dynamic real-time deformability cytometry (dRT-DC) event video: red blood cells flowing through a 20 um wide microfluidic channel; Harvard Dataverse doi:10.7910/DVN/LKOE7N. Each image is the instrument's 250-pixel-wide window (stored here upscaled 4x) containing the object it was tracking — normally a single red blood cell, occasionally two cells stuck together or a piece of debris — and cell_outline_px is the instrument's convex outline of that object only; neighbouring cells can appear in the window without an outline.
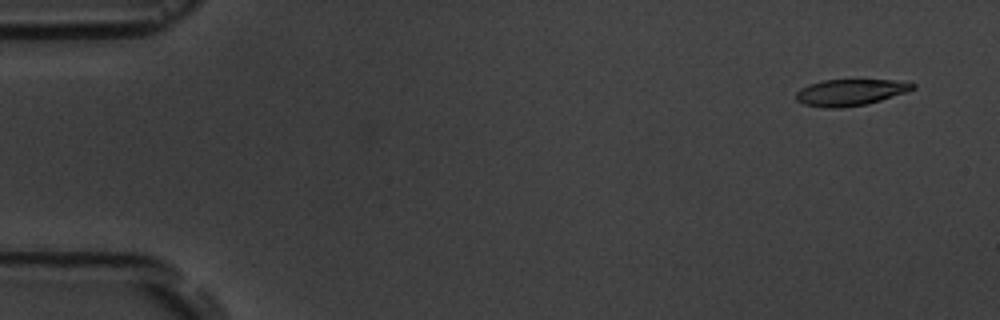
{"species": "common noctule bat (a hibernating species)", "species_latin": "Nyctalus noctula", "temperature_condition": "room temperature", "stored_images_in_passage": 7, "camera_frame_rate_fps": 3000, "um_per_image_px": 0.085, "animal": {"sex": "male", "body_mass_g": 19.5, "forearm_length_mm": 54.6}, "frame": {"image": 1, "passage_image": 2, "time_ms": 1.0, "image_size_px": [1000, 320], "cell_outline_px": [[916, 88], [868, 104], [840, 108], [828, 108], [804, 104], [796, 100], [796, 92], [800, 88], [808, 84], [824, 80], [892, 80], [916, 84]], "centroid_in_image_um": [72.23, 7.85], "position_along_channel_um": 12.8, "area_um2": 17.8}}
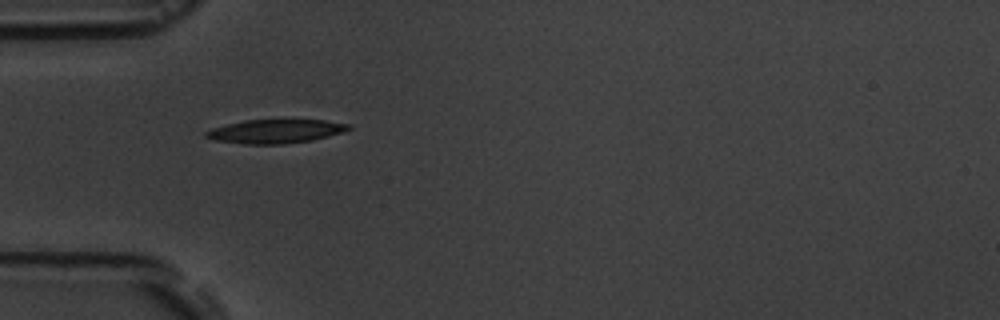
{"frame": {"image": 2, "passage_image": 6, "time_ms": 5.667, "image_size_px": [1000, 320], "cell_outline_px": [[352, 128], [344, 132], [312, 140], [284, 144], [244, 144], [216, 140], [204, 136], [204, 132], [212, 128], [244, 120], [324, 120], [352, 124]], "centroid_in_image_um": [23.45, 11.16], "position_along_channel_um": 61.5, "area_um2": 19.77}}
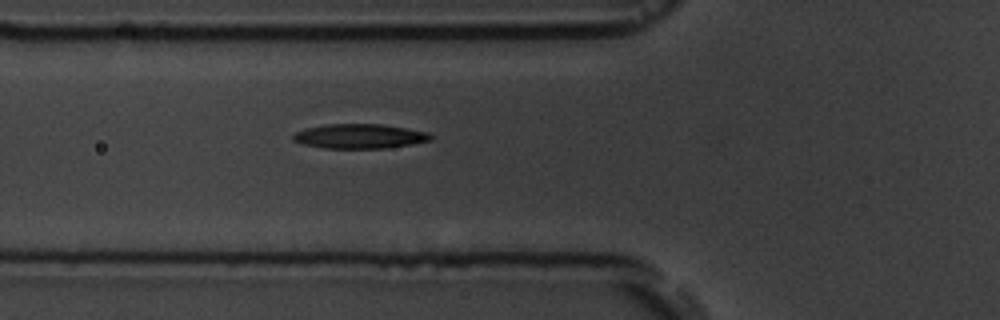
{"frame": {"image": 3, "passage_image": 7, "time_ms": 6.667, "image_size_px": [1000, 320], "cell_outline_px": [[432, 140], [412, 144], [384, 148], [324, 148], [304, 144], [292, 140], [292, 136], [296, 132], [304, 128], [328, 124], [380, 124], [428, 132], [432, 136]], "centroid_in_image_um": [30.55, 11.58], "position_along_channel_um": 95.3, "area_um2": 19.54}}